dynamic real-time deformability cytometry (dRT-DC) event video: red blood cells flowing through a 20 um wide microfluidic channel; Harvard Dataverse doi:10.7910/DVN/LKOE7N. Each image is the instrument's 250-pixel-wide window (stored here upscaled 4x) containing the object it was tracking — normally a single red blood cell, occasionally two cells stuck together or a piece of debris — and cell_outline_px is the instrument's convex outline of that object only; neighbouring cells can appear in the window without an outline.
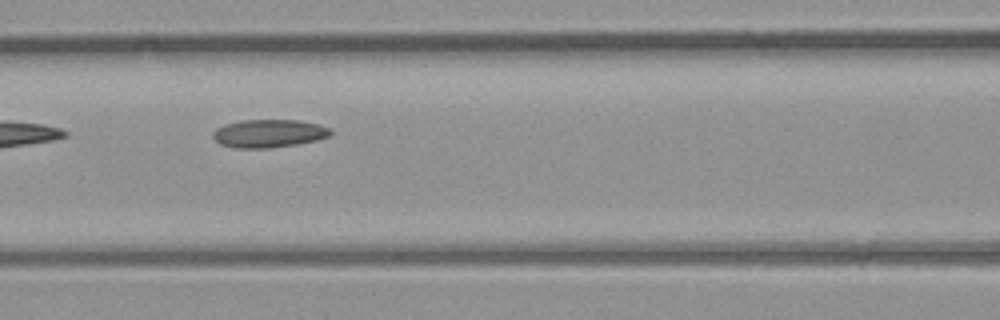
{"species": "common noctule bat (a hibernating species)", "species_latin": "Nyctalus noctula", "temperature_condition": "room temperature", "stored_images_in_passage": 6, "camera_frame_rate_fps": 3000, "um_per_image_px": 0.085, "animal": {"sex": "male", "body_mass_g": 23.1, "forearm_length_mm": 52.7}, "frame": {"image": 1, "passage_image": 6, "time_ms": 6.667, "image_size_px": [1000, 320], "cell_outline_px": [[332, 132], [328, 136], [316, 140], [296, 144], [272, 148], [232, 148], [220, 144], [212, 136], [212, 132], [216, 128], [224, 124], [240, 120], [300, 120], [320, 124], [332, 128]], "centroid_in_image_um": [22.84, 11.34], "position_along_channel_um": 143.8, "area_um2": 19.48}}